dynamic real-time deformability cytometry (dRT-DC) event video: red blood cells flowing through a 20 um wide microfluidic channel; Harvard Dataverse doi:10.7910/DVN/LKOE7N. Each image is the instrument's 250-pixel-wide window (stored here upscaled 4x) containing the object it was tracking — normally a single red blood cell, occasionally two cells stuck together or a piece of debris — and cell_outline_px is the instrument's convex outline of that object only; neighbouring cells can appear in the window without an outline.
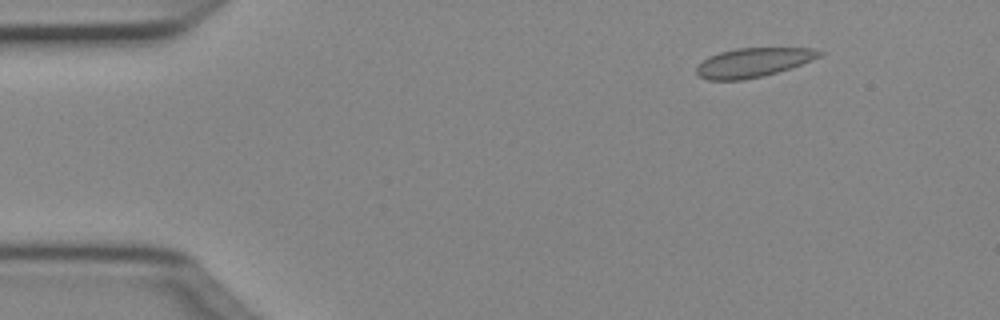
{"species": "Egyptian fruit bat (a non-hibernating species)", "species_latin": "Rousettus aegyptiacus", "temperature_condition": "cold", "stored_images_in_passage": 50, "camera_frame_rate_fps": 3000, "um_per_image_px": 0.085, "animal": {"sex": "female"}, "frame": {"image": 1, "passage_image": 6, "time_ms": 1.667, "image_size_px": [1000, 320], "cell_outline_px": [[824, 52], [820, 56], [812, 60], [776, 72], [744, 80], [708, 80], [700, 76], [696, 72], [696, 68], [708, 56], [720, 52], [736, 48], [812, 48]], "centroid_in_image_um": [64.0, 5.3], "position_along_channel_um": 21.0, "area_um2": 20.58}}
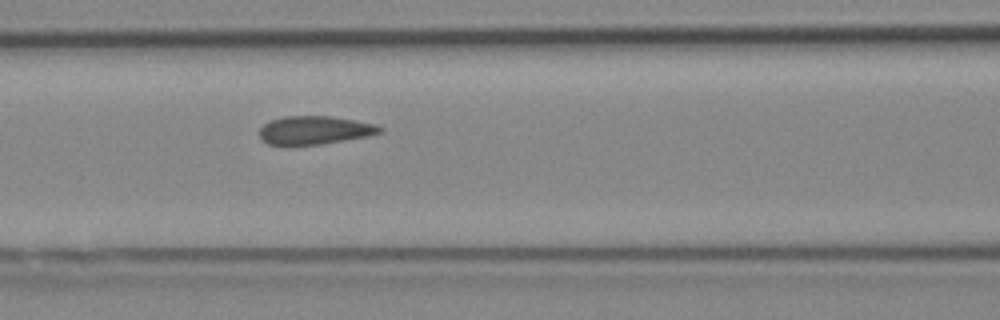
{"frame": {"image": 2, "passage_image": 21, "time_ms": 6.667, "image_size_px": [1000, 320], "cell_outline_px": [[384, 132], [368, 136], [320, 144], [288, 148], [280, 148], [268, 144], [260, 140], [260, 128], [264, 124], [272, 120], [284, 116], [332, 116], [376, 124], [384, 128]], "centroid_in_image_um": [26.69, 11.11], "position_along_channel_um": 139.9, "area_um2": 20.63}}
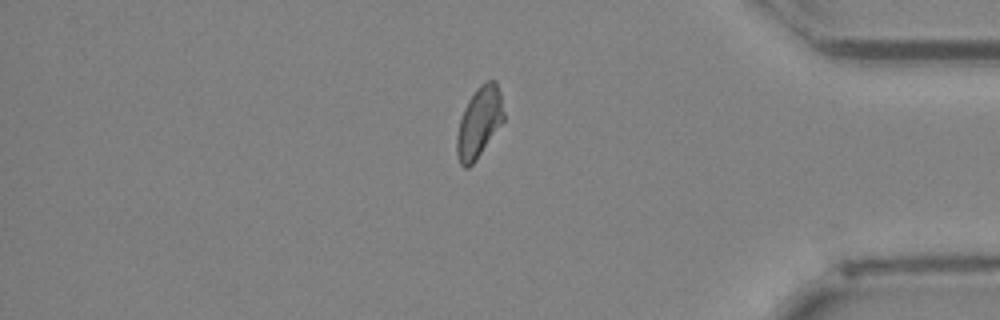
{"frame": {"image": 3, "passage_image": 42, "time_ms": 13.667, "image_size_px": [1000, 320], "cell_outline_px": [[504, 120], [476, 160], [468, 168], [464, 168], [460, 164], [456, 152], [456, 136], [460, 120], [464, 108], [468, 100], [476, 88], [480, 84], [488, 80], [496, 80], [500, 92], [504, 112]], "centroid_in_image_um": [40.72, 10.39], "position_along_channel_um": 394.5, "area_um2": 19.31}}